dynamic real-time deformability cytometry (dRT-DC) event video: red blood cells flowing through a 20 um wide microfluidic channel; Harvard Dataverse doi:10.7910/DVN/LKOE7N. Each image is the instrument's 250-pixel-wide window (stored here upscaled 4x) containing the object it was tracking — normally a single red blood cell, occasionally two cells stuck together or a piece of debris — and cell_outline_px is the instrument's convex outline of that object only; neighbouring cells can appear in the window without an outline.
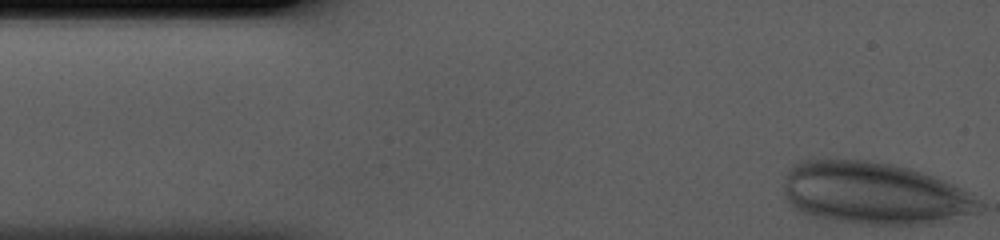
{"species": "human", "species_latin": "Homo sapiens", "temperature_condition": "cold", "stored_images_in_passage": 35, "camera_frame_rate_fps": 3000, "um_per_image_px": 0.085, "donor": {"sex": "male"}, "frame": {"image": 1, "passage_image": 1, "time_ms": 0.0, "image_size_px": [1000, 240], "cell_outline_px": [[984, 204], [972, 212], [932, 220], [908, 224], [868, 224], [840, 220], [816, 216], [796, 208], [788, 200], [784, 192], [784, 184], [788, 172], [796, 164], [808, 160], [864, 160], [888, 164], [904, 168], [932, 176], [964, 192]], "centroid_in_image_um": [74.18, 16.4], "position_along_channel_um": 10.8, "area_um2": 67.63}}
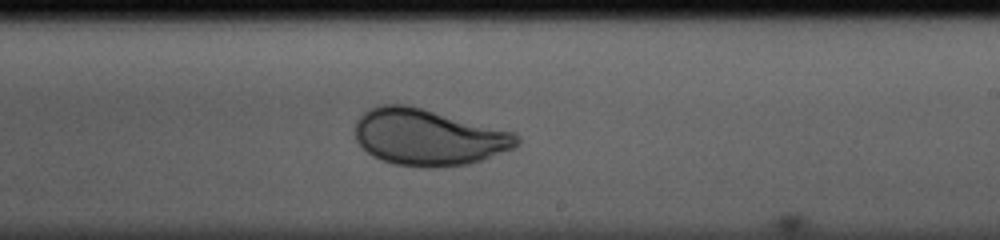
{"frame": {"image": 2, "passage_image": 24, "time_ms": 7.667, "image_size_px": [1000, 240], "cell_outline_px": [[520, 144], [516, 148], [468, 164], [432, 168], [424, 168], [392, 164], [380, 160], [372, 156], [356, 140], [356, 120], [364, 112], [372, 108], [384, 104], [404, 104], [516, 132], [520, 136]], "centroid_in_image_um": [36.44, 11.68], "position_along_channel_um": 252.6, "area_um2": 53.23}}
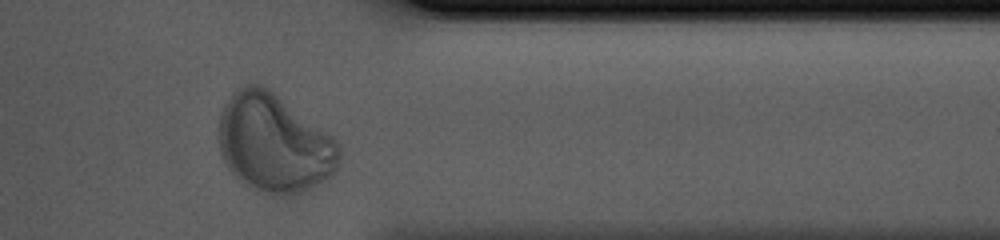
{"frame": {"image": 3, "passage_image": 34, "time_ms": 11.0, "image_size_px": [1000, 240], "cell_outline_px": [[340, 160], [336, 172], [332, 176], [300, 192], [284, 196], [272, 196], [248, 184], [236, 176], [224, 164], [220, 152], [220, 112], [224, 104], [232, 92], [244, 84], [260, 84], [268, 88], [332, 136], [340, 144]], "centroid_in_image_um": [23.3, 12.17], "position_along_channel_um": 388.1, "area_um2": 68.67}}